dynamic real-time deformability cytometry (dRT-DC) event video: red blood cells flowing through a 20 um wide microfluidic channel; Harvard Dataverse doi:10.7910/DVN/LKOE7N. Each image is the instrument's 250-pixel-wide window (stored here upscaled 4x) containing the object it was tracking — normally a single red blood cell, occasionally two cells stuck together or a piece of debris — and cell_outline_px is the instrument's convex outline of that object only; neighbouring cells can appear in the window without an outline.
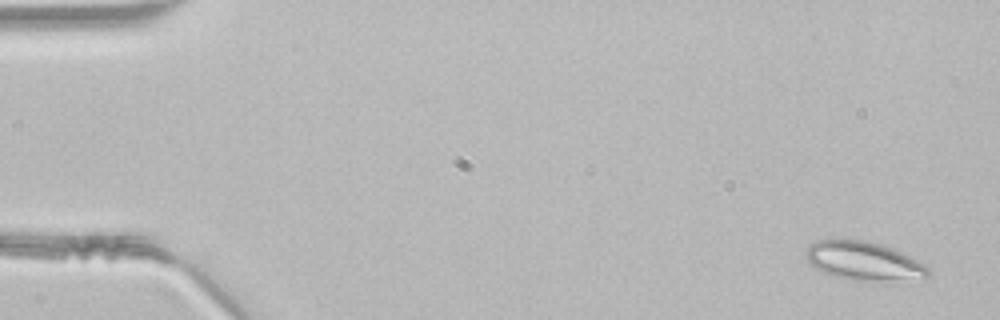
{"species": "common noctule bat (a hibernating species)", "species_latin": "Nyctalus noctula", "temperature_condition": "room temperature", "stored_images_in_passage": 48, "segment_of_instrument_passage": [1, 2], "camera_frame_rate_fps": 3000, "um_per_image_px": 0.085, "animal": {"sex": "male", "body_mass_g": 21.5, "forearm_length_mm": 52.0}, "frame": {"image": 1, "passage_image": 3, "time_ms": 0.667, "image_size_px": [1000, 320], "cell_outline_px": [[928, 276], [884, 284], [852, 280], [836, 276], [824, 272], [816, 268], [804, 256], [804, 252], [808, 244], [820, 240], [864, 240], [880, 244], [892, 248], [924, 264], [928, 268]], "centroid_in_image_um": [73.41, 22.22], "position_along_channel_um": 11.6, "area_um2": 27.8}}
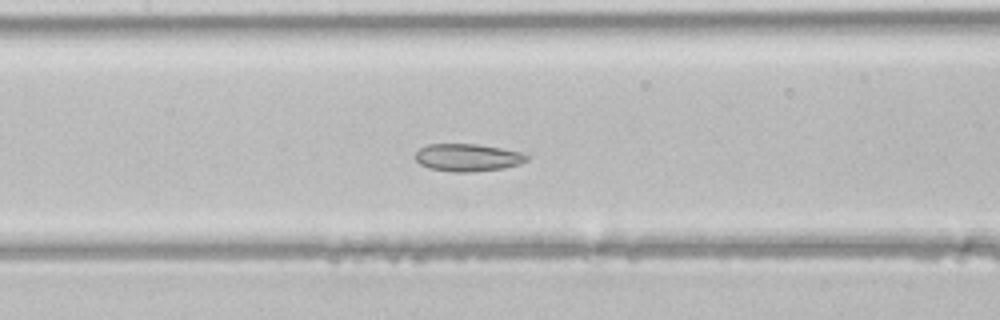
{"frame": {"image": 2, "passage_image": 23, "time_ms": 7.333, "image_size_px": [1000, 320], "cell_outline_px": [[528, 160], [520, 164], [504, 168], [472, 172], [452, 172], [428, 168], [420, 164], [416, 160], [416, 152], [420, 148], [428, 144], [476, 144], [500, 148], [520, 152], [528, 156]], "centroid_in_image_um": [39.74, 13.4], "position_along_channel_um": 167.7, "area_um2": 17.86}}
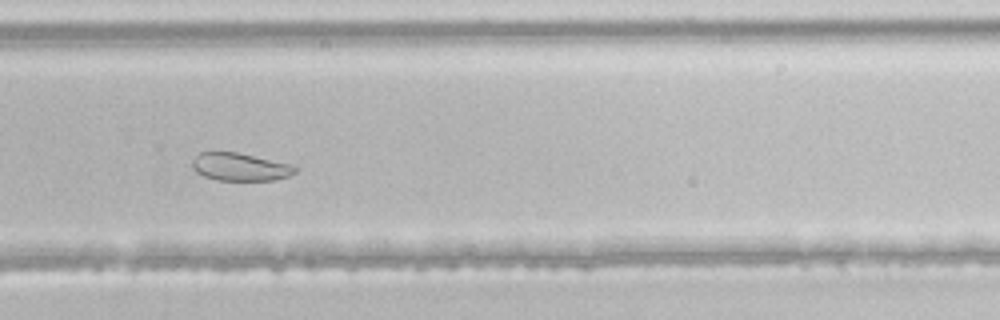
{"frame": {"image": 3, "passage_image": 33, "time_ms": 10.667, "image_size_px": [1000, 320], "cell_outline_px": [[300, 168], [296, 172], [288, 176], [272, 180], [216, 180], [204, 176], [196, 172], [192, 168], [192, 160], [200, 152], [236, 152], [292, 164]], "centroid_in_image_um": [20.42, 14.18], "position_along_channel_um": 309.4, "area_um2": 16.7}}